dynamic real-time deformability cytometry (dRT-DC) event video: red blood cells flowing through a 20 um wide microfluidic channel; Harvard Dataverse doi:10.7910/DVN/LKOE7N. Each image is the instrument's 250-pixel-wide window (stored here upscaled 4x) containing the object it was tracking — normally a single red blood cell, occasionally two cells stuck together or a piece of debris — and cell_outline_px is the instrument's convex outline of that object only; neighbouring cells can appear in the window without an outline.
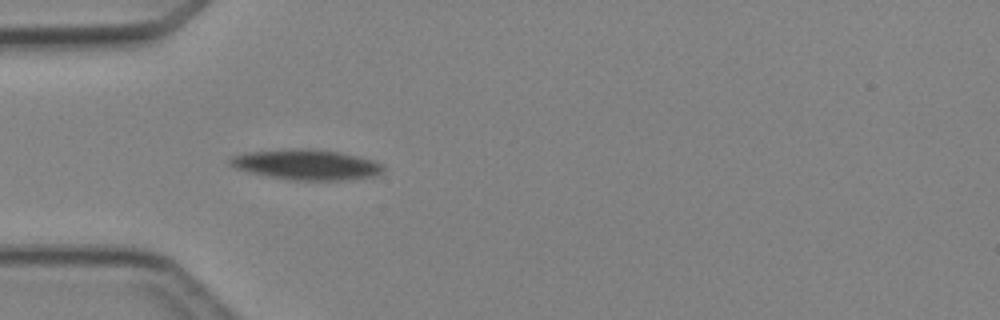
{"species": "Egyptian fruit bat (a non-hibernating species)", "species_latin": "Rousettus aegyptiacus", "temperature_condition": "cold", "stored_images_in_passage": 1, "camera_frame_rate_fps": 3000, "um_per_image_px": 0.085, "animal": {"sex": "female"}, "frame": {"image": 1, "passage_image": 1, "time_ms": 0.0, "image_size_px": [1000, 320], "cell_outline_px": [[384, 172], [376, 176], [344, 180], [292, 180], [252, 172], [236, 168], [228, 164], [228, 160], [232, 156], [244, 152], [304, 148], [336, 152], [356, 156], [372, 160], [384, 164]], "centroid_in_image_um": [26.07, 14.0], "position_along_channel_um": 58.9, "area_um2": 26.76}}